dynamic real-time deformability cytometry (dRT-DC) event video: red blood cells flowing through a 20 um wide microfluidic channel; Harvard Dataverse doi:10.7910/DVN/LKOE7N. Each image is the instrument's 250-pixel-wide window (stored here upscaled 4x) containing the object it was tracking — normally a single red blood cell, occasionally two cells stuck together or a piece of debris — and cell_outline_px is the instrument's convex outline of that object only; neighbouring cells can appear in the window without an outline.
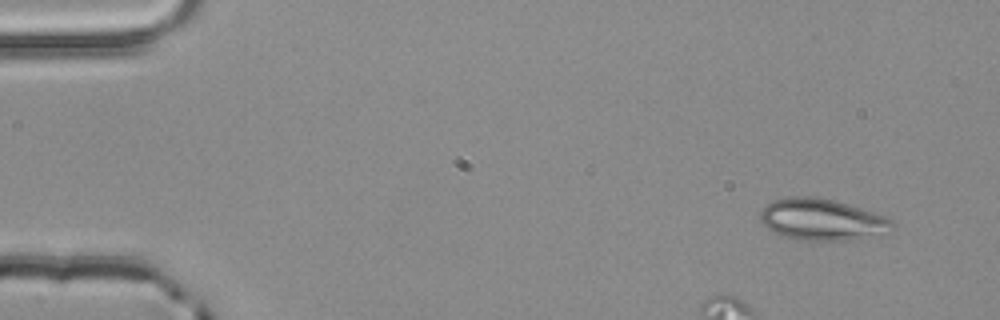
{"species": "common noctule bat (a hibernating species)", "species_latin": "Nyctalus noctula", "temperature_condition": "room temperature", "stored_images_in_passage": 3, "camera_frame_rate_fps": 3000, "um_per_image_px": 0.085, "animal": {"sex": "male", "body_mass_g": 20.4}, "frame": {"image": 1, "passage_image": 1, "time_ms": 0.0, "image_size_px": [1000, 320], "cell_outline_px": [[896, 224], [852, 240], [796, 240], [784, 236], [768, 228], [760, 220], [760, 212], [764, 204], [776, 200], [792, 196], [812, 196], [832, 200], [884, 216], [892, 220]], "centroid_in_image_um": [69.71, 18.64], "position_along_channel_um": 15.3, "area_um2": 30.75}}